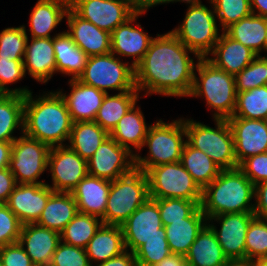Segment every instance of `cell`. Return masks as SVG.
Segmentation results:
<instances>
[{"label":"cell","instance_id":"obj_1","mask_svg":"<svg viewBox=\"0 0 267 266\" xmlns=\"http://www.w3.org/2000/svg\"><path fill=\"white\" fill-rule=\"evenodd\" d=\"M200 57L188 49L171 31L157 34L142 61L135 67V85L143 96L189 97L194 71ZM197 57V58H196ZM142 91V92H141Z\"/></svg>","mask_w":267,"mask_h":266},{"label":"cell","instance_id":"obj_2","mask_svg":"<svg viewBox=\"0 0 267 266\" xmlns=\"http://www.w3.org/2000/svg\"><path fill=\"white\" fill-rule=\"evenodd\" d=\"M43 93L24 97L23 134L50 147L67 145L73 124L67 104L57 90Z\"/></svg>","mask_w":267,"mask_h":266},{"label":"cell","instance_id":"obj_3","mask_svg":"<svg viewBox=\"0 0 267 266\" xmlns=\"http://www.w3.org/2000/svg\"><path fill=\"white\" fill-rule=\"evenodd\" d=\"M254 195L255 185L238 167L225 169L202 190L200 206L207 219L225 213L254 212Z\"/></svg>","mask_w":267,"mask_h":266},{"label":"cell","instance_id":"obj_4","mask_svg":"<svg viewBox=\"0 0 267 266\" xmlns=\"http://www.w3.org/2000/svg\"><path fill=\"white\" fill-rule=\"evenodd\" d=\"M196 61L189 97L205 98L206 106L212 109L213 119H228L233 116L237 98L235 76L216 67L207 58Z\"/></svg>","mask_w":267,"mask_h":266},{"label":"cell","instance_id":"obj_5","mask_svg":"<svg viewBox=\"0 0 267 266\" xmlns=\"http://www.w3.org/2000/svg\"><path fill=\"white\" fill-rule=\"evenodd\" d=\"M186 129L183 118L163 122L162 119L151 124L143 147L148 146V154L135 156V168L146 172L148 169L181 160V154L186 142Z\"/></svg>","mask_w":267,"mask_h":266},{"label":"cell","instance_id":"obj_6","mask_svg":"<svg viewBox=\"0 0 267 266\" xmlns=\"http://www.w3.org/2000/svg\"><path fill=\"white\" fill-rule=\"evenodd\" d=\"M211 9L201 0H182L188 9L182 23L171 32L191 51L200 58H206L213 51L217 43L220 30L217 18L210 0Z\"/></svg>","mask_w":267,"mask_h":266},{"label":"cell","instance_id":"obj_7","mask_svg":"<svg viewBox=\"0 0 267 266\" xmlns=\"http://www.w3.org/2000/svg\"><path fill=\"white\" fill-rule=\"evenodd\" d=\"M186 141L194 148L206 153L222 170L234 169L236 161L232 131L227 119H214L215 128L183 118Z\"/></svg>","mask_w":267,"mask_h":266},{"label":"cell","instance_id":"obj_8","mask_svg":"<svg viewBox=\"0 0 267 266\" xmlns=\"http://www.w3.org/2000/svg\"><path fill=\"white\" fill-rule=\"evenodd\" d=\"M149 197L146 173L134 168L130 173L111 181L102 223L121 226Z\"/></svg>","mask_w":267,"mask_h":266},{"label":"cell","instance_id":"obj_9","mask_svg":"<svg viewBox=\"0 0 267 266\" xmlns=\"http://www.w3.org/2000/svg\"><path fill=\"white\" fill-rule=\"evenodd\" d=\"M78 80L106 94L109 93L107 90H116L120 93L137 89L133 65L128 61L124 62L111 52L88 57Z\"/></svg>","mask_w":267,"mask_h":266},{"label":"cell","instance_id":"obj_10","mask_svg":"<svg viewBox=\"0 0 267 266\" xmlns=\"http://www.w3.org/2000/svg\"><path fill=\"white\" fill-rule=\"evenodd\" d=\"M145 173L150 198L202 201V189L180 161L152 167Z\"/></svg>","mask_w":267,"mask_h":266},{"label":"cell","instance_id":"obj_11","mask_svg":"<svg viewBox=\"0 0 267 266\" xmlns=\"http://www.w3.org/2000/svg\"><path fill=\"white\" fill-rule=\"evenodd\" d=\"M51 147L24 134L13 141L9 170L17 184H45L38 178L48 170Z\"/></svg>","mask_w":267,"mask_h":266},{"label":"cell","instance_id":"obj_12","mask_svg":"<svg viewBox=\"0 0 267 266\" xmlns=\"http://www.w3.org/2000/svg\"><path fill=\"white\" fill-rule=\"evenodd\" d=\"M121 229L125 249L132 253L149 239L166 238L157 201L150 197L121 225Z\"/></svg>","mask_w":267,"mask_h":266},{"label":"cell","instance_id":"obj_13","mask_svg":"<svg viewBox=\"0 0 267 266\" xmlns=\"http://www.w3.org/2000/svg\"><path fill=\"white\" fill-rule=\"evenodd\" d=\"M254 218L253 212H241L225 213L207 219V224L214 231L217 241L229 260H246L245 237L250 222ZM214 222L220 225L219 229Z\"/></svg>","mask_w":267,"mask_h":266},{"label":"cell","instance_id":"obj_14","mask_svg":"<svg viewBox=\"0 0 267 266\" xmlns=\"http://www.w3.org/2000/svg\"><path fill=\"white\" fill-rule=\"evenodd\" d=\"M47 172L51 174L49 187L54 192L71 193L88 175L87 161L67 145L51 147Z\"/></svg>","mask_w":267,"mask_h":266},{"label":"cell","instance_id":"obj_15","mask_svg":"<svg viewBox=\"0 0 267 266\" xmlns=\"http://www.w3.org/2000/svg\"><path fill=\"white\" fill-rule=\"evenodd\" d=\"M70 7L80 17L109 33L135 14L129 0H70Z\"/></svg>","mask_w":267,"mask_h":266},{"label":"cell","instance_id":"obj_16","mask_svg":"<svg viewBox=\"0 0 267 266\" xmlns=\"http://www.w3.org/2000/svg\"><path fill=\"white\" fill-rule=\"evenodd\" d=\"M88 174L114 181L135 168V156L110 136L87 161Z\"/></svg>","mask_w":267,"mask_h":266},{"label":"cell","instance_id":"obj_17","mask_svg":"<svg viewBox=\"0 0 267 266\" xmlns=\"http://www.w3.org/2000/svg\"><path fill=\"white\" fill-rule=\"evenodd\" d=\"M238 165L246 158L267 152V120L229 117Z\"/></svg>","mask_w":267,"mask_h":266},{"label":"cell","instance_id":"obj_18","mask_svg":"<svg viewBox=\"0 0 267 266\" xmlns=\"http://www.w3.org/2000/svg\"><path fill=\"white\" fill-rule=\"evenodd\" d=\"M142 14L135 13L125 23L117 26L111 33V53L121 58H133L130 62L135 68L144 58L153 37L144 32L137 19ZM136 22L135 26L132 25Z\"/></svg>","mask_w":267,"mask_h":266},{"label":"cell","instance_id":"obj_19","mask_svg":"<svg viewBox=\"0 0 267 266\" xmlns=\"http://www.w3.org/2000/svg\"><path fill=\"white\" fill-rule=\"evenodd\" d=\"M54 191L45 184H16L5 203L22 225L36 223Z\"/></svg>","mask_w":267,"mask_h":266},{"label":"cell","instance_id":"obj_20","mask_svg":"<svg viewBox=\"0 0 267 266\" xmlns=\"http://www.w3.org/2000/svg\"><path fill=\"white\" fill-rule=\"evenodd\" d=\"M67 34L88 56L105 55L111 52L110 33L80 17L71 7L66 12Z\"/></svg>","mask_w":267,"mask_h":266},{"label":"cell","instance_id":"obj_21","mask_svg":"<svg viewBox=\"0 0 267 266\" xmlns=\"http://www.w3.org/2000/svg\"><path fill=\"white\" fill-rule=\"evenodd\" d=\"M68 85L70 94H66V91L64 93L62 89L58 91L67 104L72 122L94 121L106 93L78 79H70Z\"/></svg>","mask_w":267,"mask_h":266},{"label":"cell","instance_id":"obj_22","mask_svg":"<svg viewBox=\"0 0 267 266\" xmlns=\"http://www.w3.org/2000/svg\"><path fill=\"white\" fill-rule=\"evenodd\" d=\"M60 241V233L37 223H30L22 225L18 242L30 257L33 265L43 266L51 263Z\"/></svg>","mask_w":267,"mask_h":266},{"label":"cell","instance_id":"obj_23","mask_svg":"<svg viewBox=\"0 0 267 266\" xmlns=\"http://www.w3.org/2000/svg\"><path fill=\"white\" fill-rule=\"evenodd\" d=\"M23 65L33 80L47 83L56 74L53 38H30V43L28 38Z\"/></svg>","mask_w":267,"mask_h":266},{"label":"cell","instance_id":"obj_24","mask_svg":"<svg viewBox=\"0 0 267 266\" xmlns=\"http://www.w3.org/2000/svg\"><path fill=\"white\" fill-rule=\"evenodd\" d=\"M206 57L221 70L236 75L247 67L257 55L242 43L229 37L224 31L219 36L213 51Z\"/></svg>","mask_w":267,"mask_h":266},{"label":"cell","instance_id":"obj_25","mask_svg":"<svg viewBox=\"0 0 267 266\" xmlns=\"http://www.w3.org/2000/svg\"><path fill=\"white\" fill-rule=\"evenodd\" d=\"M111 181L92 175L83 178L71 192L78 212L102 219L105 214Z\"/></svg>","mask_w":267,"mask_h":266},{"label":"cell","instance_id":"obj_26","mask_svg":"<svg viewBox=\"0 0 267 266\" xmlns=\"http://www.w3.org/2000/svg\"><path fill=\"white\" fill-rule=\"evenodd\" d=\"M69 7L70 0H38L29 18L30 38H53L62 33L50 35L65 19Z\"/></svg>","mask_w":267,"mask_h":266},{"label":"cell","instance_id":"obj_27","mask_svg":"<svg viewBox=\"0 0 267 266\" xmlns=\"http://www.w3.org/2000/svg\"><path fill=\"white\" fill-rule=\"evenodd\" d=\"M136 105L137 103L127 111L109 134L111 138L134 156H136V152H141L151 126V124L147 125L141 108Z\"/></svg>","mask_w":267,"mask_h":266},{"label":"cell","instance_id":"obj_28","mask_svg":"<svg viewBox=\"0 0 267 266\" xmlns=\"http://www.w3.org/2000/svg\"><path fill=\"white\" fill-rule=\"evenodd\" d=\"M85 251L91 266L121 255L126 251L121 226L102 224Z\"/></svg>","mask_w":267,"mask_h":266},{"label":"cell","instance_id":"obj_29","mask_svg":"<svg viewBox=\"0 0 267 266\" xmlns=\"http://www.w3.org/2000/svg\"><path fill=\"white\" fill-rule=\"evenodd\" d=\"M206 224L207 217L199 206L188 218L164 226L166 240L172 254L185 256Z\"/></svg>","mask_w":267,"mask_h":266},{"label":"cell","instance_id":"obj_30","mask_svg":"<svg viewBox=\"0 0 267 266\" xmlns=\"http://www.w3.org/2000/svg\"><path fill=\"white\" fill-rule=\"evenodd\" d=\"M185 259L188 266H225L230 261L208 224L199 232Z\"/></svg>","mask_w":267,"mask_h":266},{"label":"cell","instance_id":"obj_31","mask_svg":"<svg viewBox=\"0 0 267 266\" xmlns=\"http://www.w3.org/2000/svg\"><path fill=\"white\" fill-rule=\"evenodd\" d=\"M77 213L78 208L72 193L54 192L36 223L61 233Z\"/></svg>","mask_w":267,"mask_h":266},{"label":"cell","instance_id":"obj_32","mask_svg":"<svg viewBox=\"0 0 267 266\" xmlns=\"http://www.w3.org/2000/svg\"><path fill=\"white\" fill-rule=\"evenodd\" d=\"M56 73L78 79L83 73L88 56L73 42L72 38L63 31L53 37Z\"/></svg>","mask_w":267,"mask_h":266},{"label":"cell","instance_id":"obj_33","mask_svg":"<svg viewBox=\"0 0 267 266\" xmlns=\"http://www.w3.org/2000/svg\"><path fill=\"white\" fill-rule=\"evenodd\" d=\"M267 18L251 14L231 24L224 32L234 40L251 49L257 56L264 52Z\"/></svg>","mask_w":267,"mask_h":266},{"label":"cell","instance_id":"obj_34","mask_svg":"<svg viewBox=\"0 0 267 266\" xmlns=\"http://www.w3.org/2000/svg\"><path fill=\"white\" fill-rule=\"evenodd\" d=\"M109 136L95 121L74 122L67 146L88 161Z\"/></svg>","mask_w":267,"mask_h":266},{"label":"cell","instance_id":"obj_35","mask_svg":"<svg viewBox=\"0 0 267 266\" xmlns=\"http://www.w3.org/2000/svg\"><path fill=\"white\" fill-rule=\"evenodd\" d=\"M139 94L138 89L118 92L115 95L107 93L94 121L110 134L118 121L138 102Z\"/></svg>","mask_w":267,"mask_h":266},{"label":"cell","instance_id":"obj_36","mask_svg":"<svg viewBox=\"0 0 267 266\" xmlns=\"http://www.w3.org/2000/svg\"><path fill=\"white\" fill-rule=\"evenodd\" d=\"M180 163L202 190L222 170L206 153L192 147L187 141L182 150Z\"/></svg>","mask_w":267,"mask_h":266},{"label":"cell","instance_id":"obj_37","mask_svg":"<svg viewBox=\"0 0 267 266\" xmlns=\"http://www.w3.org/2000/svg\"><path fill=\"white\" fill-rule=\"evenodd\" d=\"M24 96L5 94L0 98V141L13 142L18 129L23 134ZM13 134V135H12Z\"/></svg>","mask_w":267,"mask_h":266},{"label":"cell","instance_id":"obj_38","mask_svg":"<svg viewBox=\"0 0 267 266\" xmlns=\"http://www.w3.org/2000/svg\"><path fill=\"white\" fill-rule=\"evenodd\" d=\"M102 224L100 218L78 212L60 233L61 241L85 248Z\"/></svg>","mask_w":267,"mask_h":266},{"label":"cell","instance_id":"obj_39","mask_svg":"<svg viewBox=\"0 0 267 266\" xmlns=\"http://www.w3.org/2000/svg\"><path fill=\"white\" fill-rule=\"evenodd\" d=\"M231 117L267 120V85L238 92Z\"/></svg>","mask_w":267,"mask_h":266},{"label":"cell","instance_id":"obj_40","mask_svg":"<svg viewBox=\"0 0 267 266\" xmlns=\"http://www.w3.org/2000/svg\"><path fill=\"white\" fill-rule=\"evenodd\" d=\"M221 32L252 14L250 0H210Z\"/></svg>","mask_w":267,"mask_h":266},{"label":"cell","instance_id":"obj_41","mask_svg":"<svg viewBox=\"0 0 267 266\" xmlns=\"http://www.w3.org/2000/svg\"><path fill=\"white\" fill-rule=\"evenodd\" d=\"M27 40L25 25L3 29L0 32V58L23 60Z\"/></svg>","mask_w":267,"mask_h":266},{"label":"cell","instance_id":"obj_42","mask_svg":"<svg viewBox=\"0 0 267 266\" xmlns=\"http://www.w3.org/2000/svg\"><path fill=\"white\" fill-rule=\"evenodd\" d=\"M246 260L267 258V219L254 218L245 237Z\"/></svg>","mask_w":267,"mask_h":266},{"label":"cell","instance_id":"obj_43","mask_svg":"<svg viewBox=\"0 0 267 266\" xmlns=\"http://www.w3.org/2000/svg\"><path fill=\"white\" fill-rule=\"evenodd\" d=\"M236 92L249 91L267 85V57L257 56L235 75Z\"/></svg>","mask_w":267,"mask_h":266},{"label":"cell","instance_id":"obj_44","mask_svg":"<svg viewBox=\"0 0 267 266\" xmlns=\"http://www.w3.org/2000/svg\"><path fill=\"white\" fill-rule=\"evenodd\" d=\"M157 201L163 226L188 218L202 201H190L178 198L155 199Z\"/></svg>","mask_w":267,"mask_h":266},{"label":"cell","instance_id":"obj_45","mask_svg":"<svg viewBox=\"0 0 267 266\" xmlns=\"http://www.w3.org/2000/svg\"><path fill=\"white\" fill-rule=\"evenodd\" d=\"M26 77L23 60L0 58V88L5 94L26 96L31 90L27 87L15 89L8 88V84H14Z\"/></svg>","mask_w":267,"mask_h":266},{"label":"cell","instance_id":"obj_46","mask_svg":"<svg viewBox=\"0 0 267 266\" xmlns=\"http://www.w3.org/2000/svg\"><path fill=\"white\" fill-rule=\"evenodd\" d=\"M171 254L166 238L149 239L134 252L137 266H154Z\"/></svg>","mask_w":267,"mask_h":266},{"label":"cell","instance_id":"obj_47","mask_svg":"<svg viewBox=\"0 0 267 266\" xmlns=\"http://www.w3.org/2000/svg\"><path fill=\"white\" fill-rule=\"evenodd\" d=\"M52 266H91L85 248L59 242L50 263Z\"/></svg>","mask_w":267,"mask_h":266},{"label":"cell","instance_id":"obj_48","mask_svg":"<svg viewBox=\"0 0 267 266\" xmlns=\"http://www.w3.org/2000/svg\"><path fill=\"white\" fill-rule=\"evenodd\" d=\"M22 224L6 204L0 206V247L19 241Z\"/></svg>","mask_w":267,"mask_h":266},{"label":"cell","instance_id":"obj_49","mask_svg":"<svg viewBox=\"0 0 267 266\" xmlns=\"http://www.w3.org/2000/svg\"><path fill=\"white\" fill-rule=\"evenodd\" d=\"M238 168L254 184L267 180V152L244 159Z\"/></svg>","mask_w":267,"mask_h":266},{"label":"cell","instance_id":"obj_50","mask_svg":"<svg viewBox=\"0 0 267 266\" xmlns=\"http://www.w3.org/2000/svg\"><path fill=\"white\" fill-rule=\"evenodd\" d=\"M2 266H32L30 257L19 242L0 247Z\"/></svg>","mask_w":267,"mask_h":266},{"label":"cell","instance_id":"obj_51","mask_svg":"<svg viewBox=\"0 0 267 266\" xmlns=\"http://www.w3.org/2000/svg\"><path fill=\"white\" fill-rule=\"evenodd\" d=\"M254 212L256 218L267 219V180L255 185Z\"/></svg>","mask_w":267,"mask_h":266},{"label":"cell","instance_id":"obj_52","mask_svg":"<svg viewBox=\"0 0 267 266\" xmlns=\"http://www.w3.org/2000/svg\"><path fill=\"white\" fill-rule=\"evenodd\" d=\"M16 181L9 167L0 168V202L5 204L16 186Z\"/></svg>","mask_w":267,"mask_h":266},{"label":"cell","instance_id":"obj_53","mask_svg":"<svg viewBox=\"0 0 267 266\" xmlns=\"http://www.w3.org/2000/svg\"><path fill=\"white\" fill-rule=\"evenodd\" d=\"M95 266H137V262L134 253L126 250L121 255L98 263Z\"/></svg>","mask_w":267,"mask_h":266},{"label":"cell","instance_id":"obj_54","mask_svg":"<svg viewBox=\"0 0 267 266\" xmlns=\"http://www.w3.org/2000/svg\"><path fill=\"white\" fill-rule=\"evenodd\" d=\"M182 0H133V11L137 14H145L150 7L162 4L181 2Z\"/></svg>","mask_w":267,"mask_h":266},{"label":"cell","instance_id":"obj_55","mask_svg":"<svg viewBox=\"0 0 267 266\" xmlns=\"http://www.w3.org/2000/svg\"><path fill=\"white\" fill-rule=\"evenodd\" d=\"M13 142L0 141V168L9 167Z\"/></svg>","mask_w":267,"mask_h":266},{"label":"cell","instance_id":"obj_56","mask_svg":"<svg viewBox=\"0 0 267 266\" xmlns=\"http://www.w3.org/2000/svg\"><path fill=\"white\" fill-rule=\"evenodd\" d=\"M185 256L180 254H171L154 266H186Z\"/></svg>","mask_w":267,"mask_h":266},{"label":"cell","instance_id":"obj_57","mask_svg":"<svg viewBox=\"0 0 267 266\" xmlns=\"http://www.w3.org/2000/svg\"><path fill=\"white\" fill-rule=\"evenodd\" d=\"M252 14L267 18V0H250Z\"/></svg>","mask_w":267,"mask_h":266},{"label":"cell","instance_id":"obj_58","mask_svg":"<svg viewBox=\"0 0 267 266\" xmlns=\"http://www.w3.org/2000/svg\"><path fill=\"white\" fill-rule=\"evenodd\" d=\"M225 266H254L249 260H230Z\"/></svg>","mask_w":267,"mask_h":266},{"label":"cell","instance_id":"obj_59","mask_svg":"<svg viewBox=\"0 0 267 266\" xmlns=\"http://www.w3.org/2000/svg\"><path fill=\"white\" fill-rule=\"evenodd\" d=\"M252 262L254 266H267V258L256 259Z\"/></svg>","mask_w":267,"mask_h":266},{"label":"cell","instance_id":"obj_60","mask_svg":"<svg viewBox=\"0 0 267 266\" xmlns=\"http://www.w3.org/2000/svg\"><path fill=\"white\" fill-rule=\"evenodd\" d=\"M264 52H267V30H266V40H265V45H264ZM263 57H267V54H265Z\"/></svg>","mask_w":267,"mask_h":266},{"label":"cell","instance_id":"obj_61","mask_svg":"<svg viewBox=\"0 0 267 266\" xmlns=\"http://www.w3.org/2000/svg\"><path fill=\"white\" fill-rule=\"evenodd\" d=\"M3 95H5V93L1 90V88H0V98L3 96Z\"/></svg>","mask_w":267,"mask_h":266},{"label":"cell","instance_id":"obj_62","mask_svg":"<svg viewBox=\"0 0 267 266\" xmlns=\"http://www.w3.org/2000/svg\"><path fill=\"white\" fill-rule=\"evenodd\" d=\"M131 2L132 8H133V0H129Z\"/></svg>","mask_w":267,"mask_h":266}]
</instances>
